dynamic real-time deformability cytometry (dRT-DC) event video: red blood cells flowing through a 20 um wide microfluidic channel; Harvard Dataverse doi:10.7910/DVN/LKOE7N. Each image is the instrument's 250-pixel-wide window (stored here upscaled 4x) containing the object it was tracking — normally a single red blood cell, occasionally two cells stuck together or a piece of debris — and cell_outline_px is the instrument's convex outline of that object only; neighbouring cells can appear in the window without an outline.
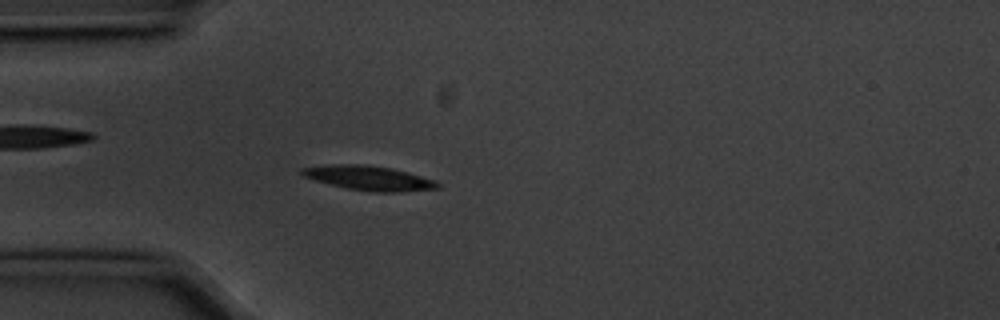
{"species": "common noctule bat (a hibernating species)", "species_latin": "Nyctalus noctula", "temperature_condition": "cold", "stored_images_in_passage": 55, "camera_frame_rate_fps": 3000, "um_per_image_px": 0.085, "animal": {"sex": "male", "body_mass_g": 20.1, "forearm_length_mm": 53.5}, "frame": {"image": 1, "passage_image": 15, "time_ms": 4.667, "image_size_px": [1000, 320], "cell_outline_px": [[440, 188], [400, 192], [372, 192], [348, 188], [316, 180], [304, 176], [300, 172], [300, 168], [332, 164], [364, 164], [392, 168], [408, 172], [436, 180], [440, 184]], "centroid_in_image_um": [31.41, 15.13], "position_along_channel_um": 53.6, "area_um2": 19.31}}
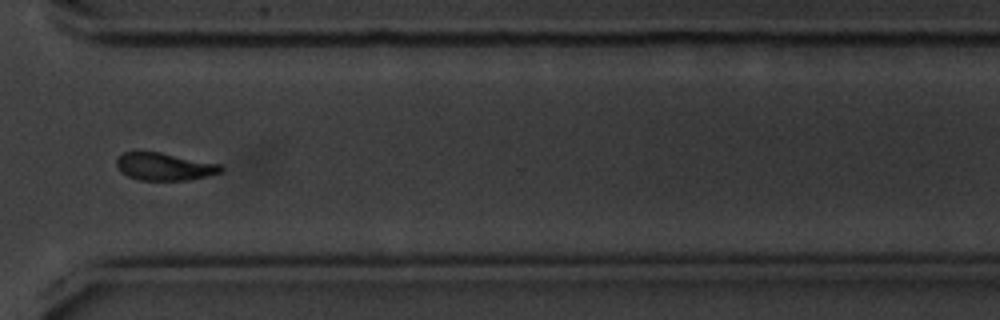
{"frame": {"image": 2, "passage_image": 41, "time_ms": 13.333, "image_size_px": [1000, 320], "cell_outline_px": [[224, 172], [208, 176], [188, 180], [140, 180], [128, 176], [120, 172], [116, 164], [116, 160], [124, 152], [160, 152], [224, 164]], "centroid_in_image_um": [14.05, 14.16], "position_along_channel_um": 356.5, "area_um2": 16.99}}
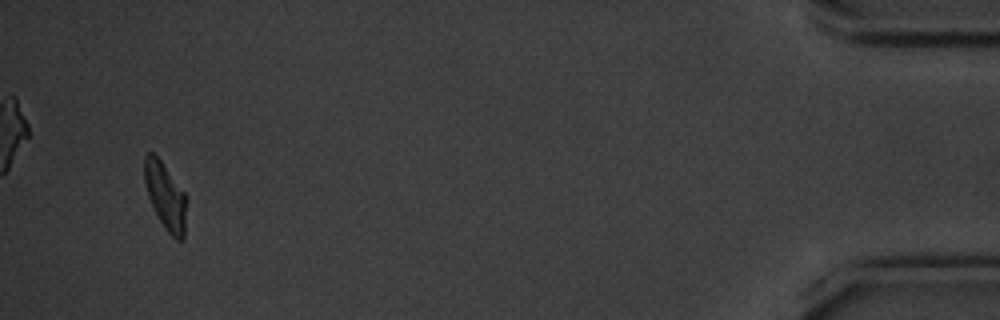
{"frame": {"image": 3, "passage_image": 53, "time_ms": 17.333, "image_size_px": [1000, 320], "cell_outline_px": [[188, 200], [184, 240], [176, 240], [164, 228], [148, 196], [144, 180], [144, 156], [148, 152], [152, 152], [160, 160], [188, 196]], "centroid_in_image_um": [14.1, 16.69], "position_along_channel_um": 421.1, "area_um2": 16.59}, "authors_computed_cell_mechanics": {"area_um2": 17.3978, "velocity_mm_per_s": 3.5681, "shape_relaxation_time_tau1_ms": 1.6925, "shape_relaxation_time_tau2_ms": 10.6372, "deformation_change_tau1": 0.1366, "deformation_change_tau2": 0.2113}}